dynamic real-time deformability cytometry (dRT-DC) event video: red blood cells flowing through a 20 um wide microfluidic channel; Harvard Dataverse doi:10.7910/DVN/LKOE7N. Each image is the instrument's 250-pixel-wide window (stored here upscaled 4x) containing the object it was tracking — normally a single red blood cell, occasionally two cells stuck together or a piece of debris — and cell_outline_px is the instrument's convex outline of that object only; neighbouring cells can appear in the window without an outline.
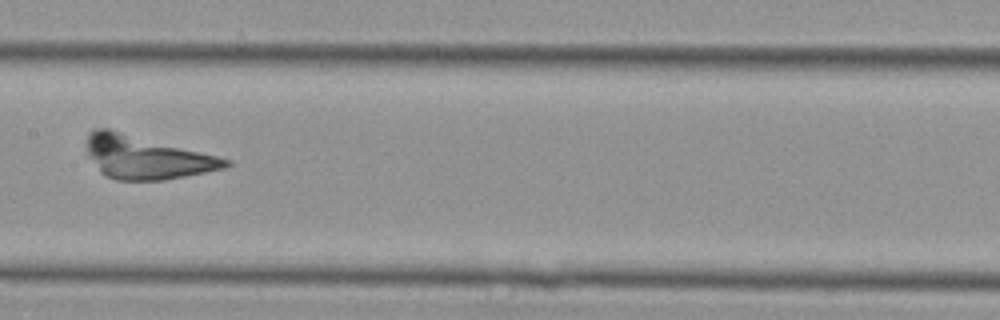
{"species": "Egyptian fruit bat (a non-hibernating species)", "species_latin": "Rousettus aegyptiacus", "temperature_condition": "cold", "stored_images_in_passage": 20, "camera_frame_rate_fps": 3000, "um_per_image_px": 0.085, "animal": {"sex": "female"}, "frame": {"image": 1, "passage_image": 16, "time_ms": 5.0, "image_size_px": [1000, 320], "cell_outline_px": [[232, 164], [224, 168], [164, 180], [116, 180], [100, 172], [88, 152], [88, 132], [92, 128], [108, 128], [232, 160]], "centroid_in_image_um": [12.42, 13.37], "position_along_channel_um": 195.0, "area_um2": 34.28}}
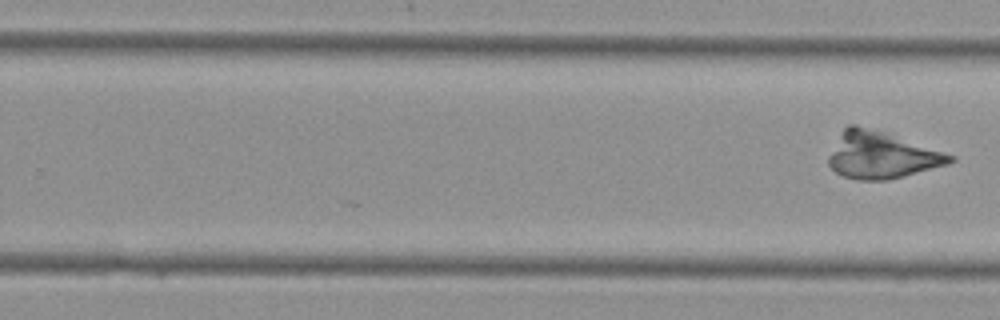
{"frame": {"image": 2, "passage_image": 20, "time_ms": 6.333, "image_size_px": [1000, 320], "cell_outline_px": [[956, 160], [948, 164], [888, 180], [856, 180], [844, 176], [836, 172], [828, 164], [828, 156], [844, 128], [848, 124], [856, 124], [956, 156]], "centroid_in_image_um": [74.9, 13.21], "position_along_channel_um": 254.9, "area_um2": 32.37}}